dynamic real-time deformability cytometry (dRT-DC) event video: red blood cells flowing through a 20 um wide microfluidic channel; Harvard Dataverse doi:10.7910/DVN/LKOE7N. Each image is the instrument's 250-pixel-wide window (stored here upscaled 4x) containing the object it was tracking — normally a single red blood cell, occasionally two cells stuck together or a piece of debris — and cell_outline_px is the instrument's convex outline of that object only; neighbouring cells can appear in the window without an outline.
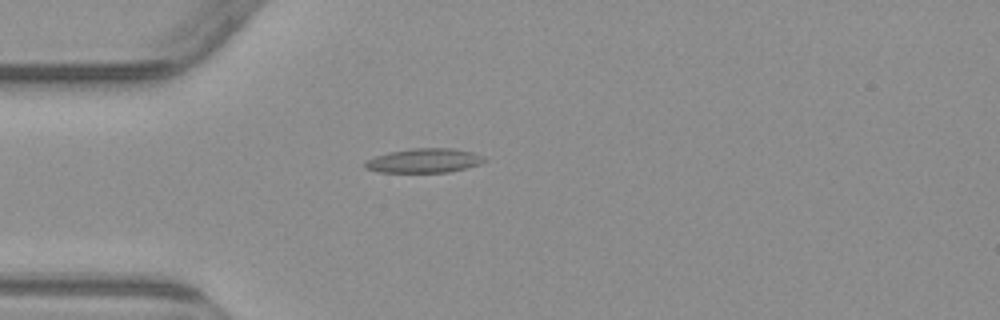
{"species": "common noctule bat (a hibernating species)", "species_latin": "Nyctalus noctula", "temperature_condition": "warm", "stored_images_in_passage": 4, "camera_frame_rate_fps": 3000, "um_per_image_px": 0.085, "animal": {"sex": "male", "body_mass_g": 23.1, "forearm_length_mm": 52.7}, "frame": {"image": 1, "passage_image": 3, "time_ms": 2.667, "image_size_px": [1000, 320], "cell_outline_px": [[488, 160], [480, 164], [448, 172], [380, 172], [364, 168], [364, 160], [388, 152], [412, 148], [452, 148], [472, 152], [484, 156]], "centroid_in_image_um": [36.04, 13.64], "position_along_channel_um": 49.0, "area_um2": 16.94}}